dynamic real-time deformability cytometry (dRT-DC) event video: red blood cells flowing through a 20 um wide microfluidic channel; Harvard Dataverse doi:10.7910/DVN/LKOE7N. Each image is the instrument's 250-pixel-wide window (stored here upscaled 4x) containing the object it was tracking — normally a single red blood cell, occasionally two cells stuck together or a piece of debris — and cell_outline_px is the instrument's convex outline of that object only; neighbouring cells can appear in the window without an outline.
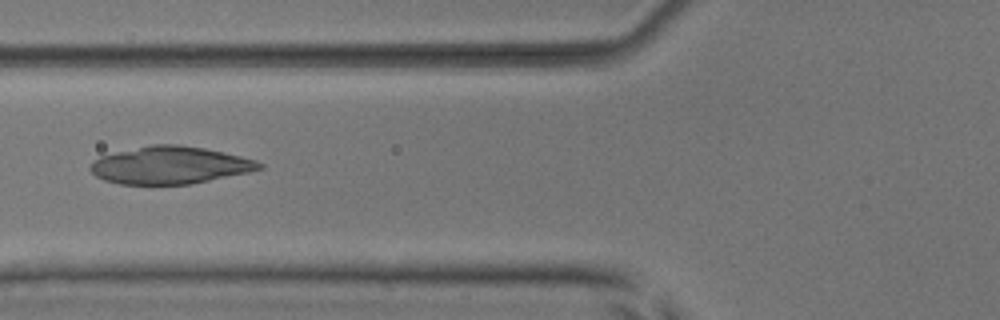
{"species": "common noctule bat (a hibernating species)", "species_latin": "Nyctalus noctula", "temperature_condition": "room temperature", "stored_images_in_passage": 7, "camera_frame_rate_fps": 3000, "um_per_image_px": 0.085, "animal": {"sex": "male", "body_mass_g": 17.9, "forearm_length_mm": 54.2}, "frame": {"image": 1, "passage_image": 6, "time_ms": 6.0, "image_size_px": [1000, 320], "cell_outline_px": [[264, 168], [248, 172], [192, 184], [120, 184], [104, 180], [96, 176], [88, 168], [92, 160], [100, 156], [152, 144], [180, 144], [204, 148], [240, 156], [256, 160], [264, 164]], "centroid_in_image_um": [14.44, 14.04], "position_along_channel_um": 111.4, "area_um2": 36.82}}
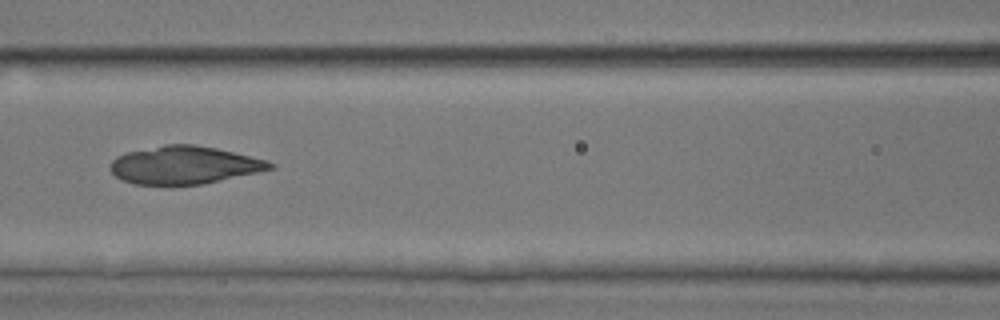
{"frame": {"image": 2, "passage_image": 7, "time_ms": 7.0, "image_size_px": [1000, 320], "cell_outline_px": [[276, 168], [260, 172], [204, 184], [168, 188], [132, 184], [120, 180], [108, 168], [112, 160], [116, 156], [128, 152], [164, 144], [192, 144], [216, 148], [268, 160], [276, 164]], "centroid_in_image_um": [15.64, 14.08], "position_along_channel_um": 151.0, "area_um2": 36.47}}